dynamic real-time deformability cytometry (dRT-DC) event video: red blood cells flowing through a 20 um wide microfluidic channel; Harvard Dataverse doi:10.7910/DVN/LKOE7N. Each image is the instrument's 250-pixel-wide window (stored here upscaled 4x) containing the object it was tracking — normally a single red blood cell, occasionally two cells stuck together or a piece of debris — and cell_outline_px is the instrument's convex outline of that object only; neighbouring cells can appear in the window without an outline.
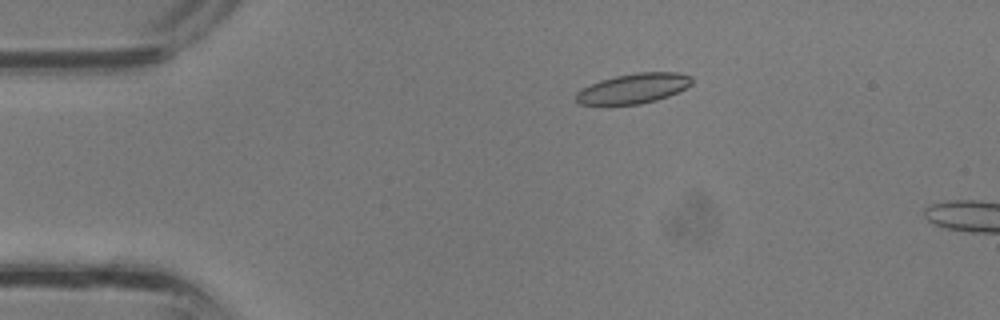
{"species": "common noctule bat (a hibernating species)", "species_latin": "Nyctalus noctula", "temperature_condition": "room temperature", "stored_images_in_passage": 34, "camera_frame_rate_fps": 3000, "um_per_image_px": 0.085, "animal": {"sex": "male", "body_mass_g": 13.3}, "frame": {"image": 1, "passage_image": 6, "time_ms": 1.667, "image_size_px": [1000, 320], "cell_outline_px": [[692, 84], [668, 96], [656, 100], [640, 104], [608, 108], [580, 104], [576, 100], [576, 92], [580, 88], [600, 80], [616, 76], [636, 72], [676, 72], [692, 76]], "centroid_in_image_um": [53.75, 7.56], "position_along_channel_um": 31.3, "area_um2": 20.98}}
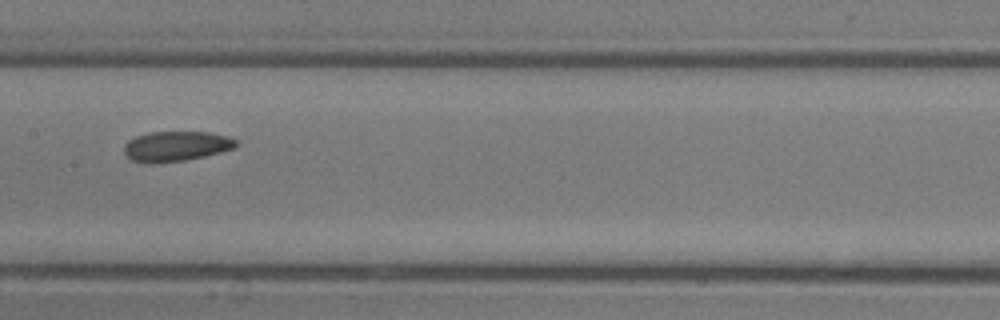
{"frame": {"image": 2, "passage_image": 17, "time_ms": 5.333, "image_size_px": [1000, 320], "cell_outline_px": [[236, 144], [232, 148], [220, 152], [204, 156], [184, 160], [152, 164], [132, 160], [124, 152], [124, 144], [128, 140], [136, 136], [148, 132], [208, 132], [228, 136], [236, 140]], "centroid_in_image_um": [14.92, 12.42], "position_along_channel_um": 192.5, "area_um2": 19.48}}
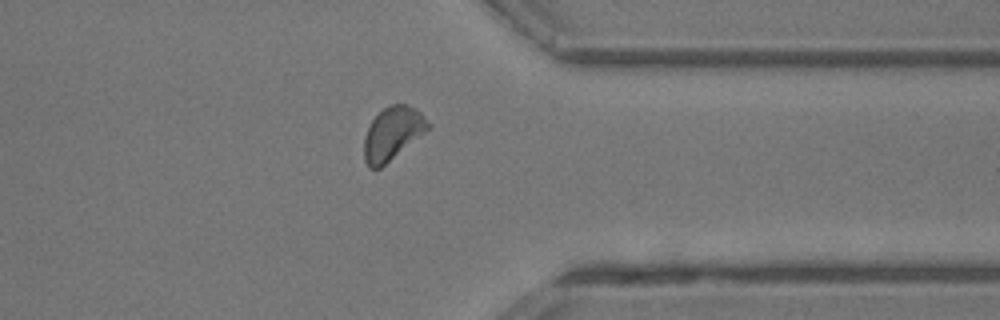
{"frame": {"image": 3, "passage_image": 27, "time_ms": 8.667, "image_size_px": [1000, 320], "cell_outline_px": [[428, 128], [424, 132], [380, 168], [368, 168], [364, 160], [364, 136], [372, 120], [388, 104], [408, 104], [416, 108], [420, 112], [428, 124]], "centroid_in_image_um": [33.32, 11.33], "position_along_channel_um": 378.1, "area_um2": 19.25}}